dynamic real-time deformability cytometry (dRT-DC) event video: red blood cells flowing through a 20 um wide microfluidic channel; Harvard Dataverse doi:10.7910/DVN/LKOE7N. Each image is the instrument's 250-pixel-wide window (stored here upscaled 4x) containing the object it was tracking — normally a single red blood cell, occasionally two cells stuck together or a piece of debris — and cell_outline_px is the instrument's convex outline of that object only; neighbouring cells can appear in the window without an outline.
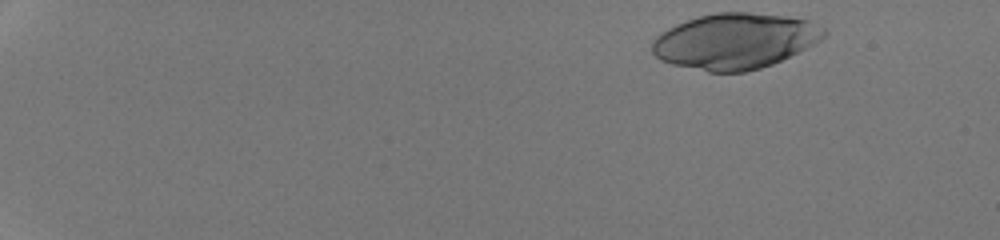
{"species": "human", "species_latin": "Homo sapiens", "temperature_condition": "room temperature", "stored_images_in_passage": 18, "camera_frame_rate_fps": 3000, "um_per_image_px": 0.085, "donor": {"sex": "male"}, "frame": {"image": 1, "passage_image": 1, "time_ms": 0.0, "image_size_px": [1000, 240], "cell_outline_px": [[828, 32], [820, 40], [772, 64], [760, 68], [744, 72], [708, 72], [672, 64], [660, 60], [652, 52], [652, 40], [660, 32], [676, 24], [700, 16], [716, 12], [748, 12], [784, 16], [808, 20], [824, 28]], "centroid_in_image_um": [62.43, 3.49], "position_along_channel_um": 22.6, "area_um2": 55.37}}
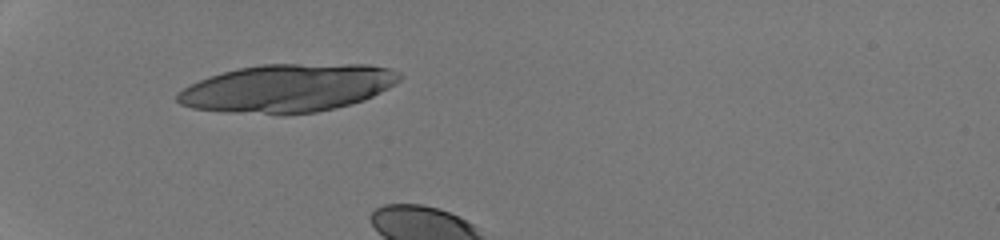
{"frame": {"image": 2, "passage_image": 14, "time_ms": 4.333, "image_size_px": [1000, 240], "cell_outline_px": [[404, 76], [396, 84], [364, 100], [352, 104], [336, 108], [316, 112], [284, 116], [280, 116], [224, 112], [192, 108], [180, 104], [176, 100], [176, 92], [200, 80], [224, 72], [240, 68], [264, 64], [368, 64], [392, 68], [400, 72]], "centroid_in_image_um": [24.49, 7.51], "position_along_channel_um": 60.5, "area_um2": 62.94}}